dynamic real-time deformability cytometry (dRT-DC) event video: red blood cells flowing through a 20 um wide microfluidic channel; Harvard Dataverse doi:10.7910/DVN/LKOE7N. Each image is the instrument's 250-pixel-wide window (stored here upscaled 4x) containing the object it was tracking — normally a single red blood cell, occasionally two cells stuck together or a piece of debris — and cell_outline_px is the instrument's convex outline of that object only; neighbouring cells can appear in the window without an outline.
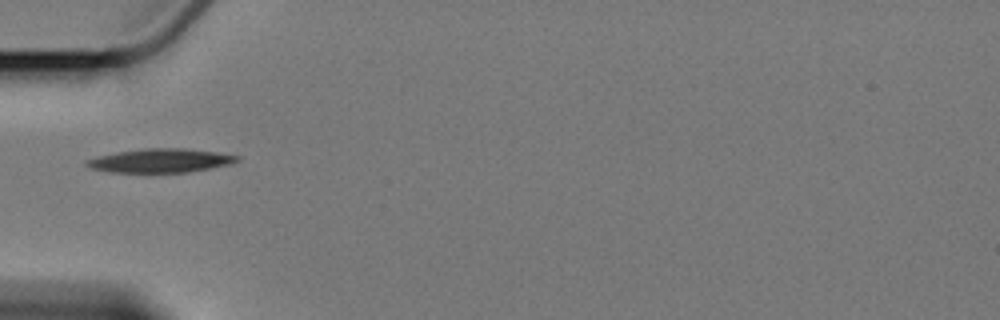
{"species": "Egyptian fruit bat (a non-hibernating species)", "species_latin": "Rousettus aegyptiacus", "temperature_condition": "cold", "stored_images_in_passage": 6, "camera_frame_rate_fps": 3000, "um_per_image_px": 0.085, "animal": {"sex": "female"}, "frame": {"image": 1, "passage_image": 1, "time_ms": 0.0, "image_size_px": [1000, 320], "cell_outline_px": [[240, 160], [228, 164], [188, 172], [108, 172], [92, 168], [84, 164], [84, 160], [96, 156], [116, 152], [144, 148], [184, 148], [216, 152], [240, 156]], "centroid_in_image_um": [13.58, 13.64], "position_along_channel_um": 71.4, "area_um2": 20.81}}
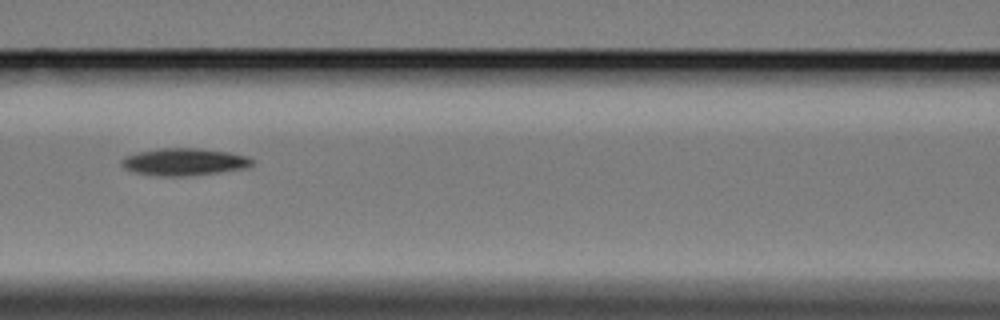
{"frame": {"image": 2, "passage_image": 3, "time_ms": 2.333, "image_size_px": [1000, 320], "cell_outline_px": [[256, 160], [248, 168], [220, 172], [188, 176], [160, 176], [132, 172], [124, 168], [120, 164], [120, 160], [124, 156], [140, 152], [160, 148], [196, 148], [228, 152], [248, 156]], "centroid_in_image_um": [15.66, 13.76], "position_along_channel_um": 150.9, "area_um2": 20.92}}
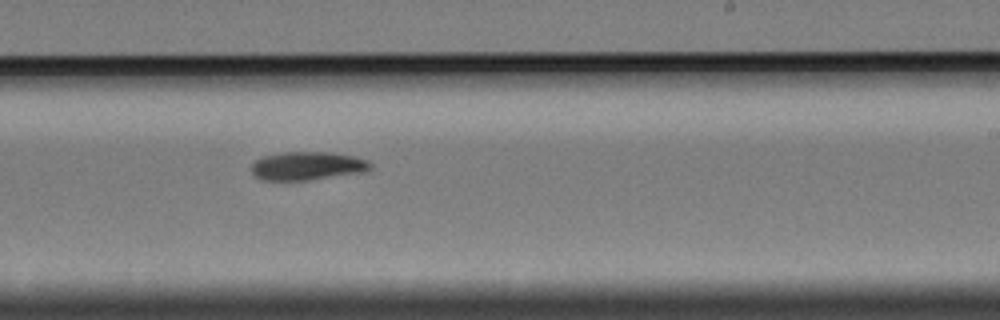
{"frame": {"image": 3, "passage_image": 6, "time_ms": 5.667, "image_size_px": [1000, 320], "cell_outline_px": [[372, 168], [368, 172], [308, 180], [260, 180], [252, 172], [252, 164], [256, 160], [264, 156], [284, 152], [332, 152], [356, 156], [368, 160], [372, 164]], "centroid_in_image_um": [26.2, 14.1], "position_along_channel_um": 262.8, "area_um2": 19.94}}